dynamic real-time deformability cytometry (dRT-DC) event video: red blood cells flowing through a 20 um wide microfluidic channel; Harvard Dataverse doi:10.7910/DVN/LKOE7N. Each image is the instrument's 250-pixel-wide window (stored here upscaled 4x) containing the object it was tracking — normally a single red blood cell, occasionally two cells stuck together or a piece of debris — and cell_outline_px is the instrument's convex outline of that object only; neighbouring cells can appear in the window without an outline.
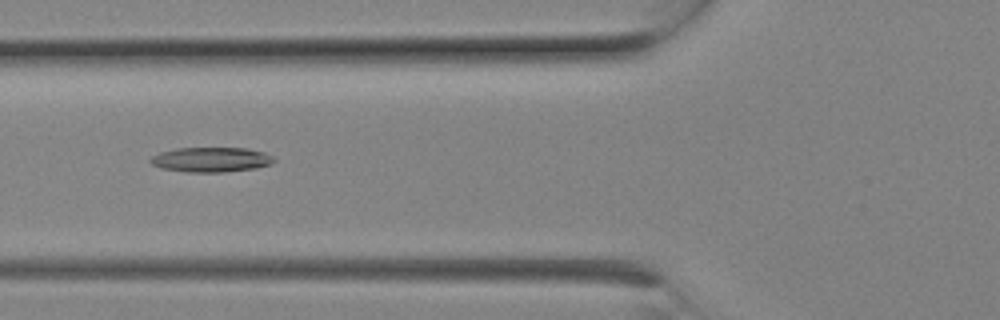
{"species": "Egyptian fruit bat (a non-hibernating species)", "species_latin": "Rousettus aegyptiacus", "temperature_condition": "room temperature", "stored_images_in_passage": 7, "camera_frame_rate_fps": 3000, "um_per_image_px": 0.085, "animal": {"sex": "female"}, "frame": {"image": 1, "passage_image": 5, "time_ms": 1.333, "image_size_px": [1000, 320], "cell_outline_px": [[276, 160], [272, 164], [256, 168], [224, 172], [184, 172], [160, 168], [152, 164], [148, 160], [152, 156], [160, 152], [176, 148], [248, 148], [264, 152], [272, 156]], "centroid_in_image_um": [17.94, 13.57], "position_along_channel_um": 107.9, "area_um2": 18.03}}
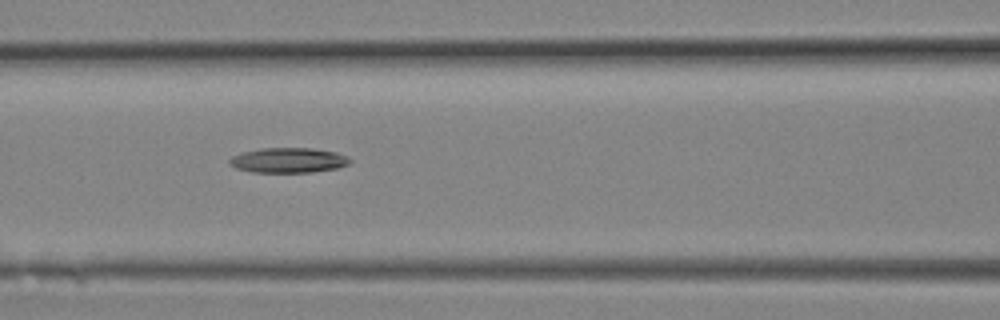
{"frame": {"image": 2, "passage_image": 6, "time_ms": 1.667, "image_size_px": [1000, 320], "cell_outline_px": [[352, 160], [348, 164], [336, 168], [312, 172], [252, 172], [236, 168], [228, 164], [228, 160], [232, 156], [240, 152], [260, 148], [312, 148], [336, 152], [348, 156]], "centroid_in_image_um": [24.48, 13.61], "position_along_channel_um": 142.1, "area_um2": 17.69}}
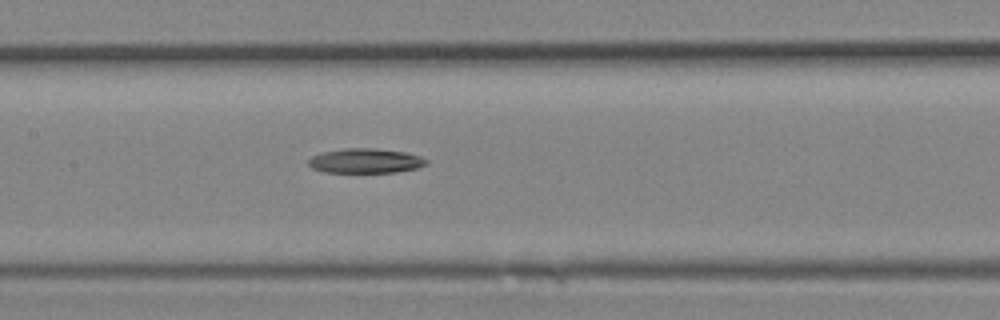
{"frame": {"image": 3, "passage_image": 7, "time_ms": 2.0, "image_size_px": [1000, 320], "cell_outline_px": [[428, 164], [416, 168], [396, 172], [324, 172], [312, 168], [308, 164], [308, 160], [312, 156], [324, 152], [344, 148], [376, 148], [408, 152], [420, 156], [428, 160]], "centroid_in_image_um": [31.09, 13.66], "position_along_channel_um": 176.3, "area_um2": 16.99}}